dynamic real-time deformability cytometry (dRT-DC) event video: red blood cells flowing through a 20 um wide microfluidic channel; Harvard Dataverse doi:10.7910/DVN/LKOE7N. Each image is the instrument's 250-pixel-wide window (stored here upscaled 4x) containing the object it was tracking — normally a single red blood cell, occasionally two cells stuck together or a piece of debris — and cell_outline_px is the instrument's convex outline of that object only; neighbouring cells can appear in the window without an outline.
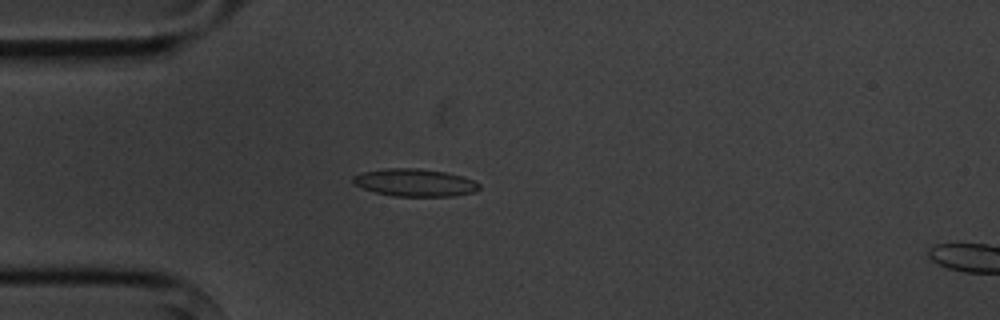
{"species": "common noctule bat (a hibernating species)", "species_latin": "Nyctalus noctula", "temperature_condition": "cold", "stored_images_in_passage": 5, "segment_of_instrument_passage": [1, 2], "camera_frame_rate_fps": 3000, "um_per_image_px": 0.085, "animal": {"sex": "male", "body_mass_g": 20.1, "forearm_length_mm": 53.5}, "frame": {"image": 1, "passage_image": 4, "time_ms": 3.333, "image_size_px": [1000, 320], "cell_outline_px": [[480, 188], [476, 192], [452, 196], [392, 196], [376, 192], [352, 184], [352, 176], [364, 172], [384, 168], [416, 168], [444, 172], [460, 176], [472, 180], [480, 184]], "centroid_in_image_um": [35.24, 15.52], "position_along_channel_um": 49.8, "area_um2": 20.17}}